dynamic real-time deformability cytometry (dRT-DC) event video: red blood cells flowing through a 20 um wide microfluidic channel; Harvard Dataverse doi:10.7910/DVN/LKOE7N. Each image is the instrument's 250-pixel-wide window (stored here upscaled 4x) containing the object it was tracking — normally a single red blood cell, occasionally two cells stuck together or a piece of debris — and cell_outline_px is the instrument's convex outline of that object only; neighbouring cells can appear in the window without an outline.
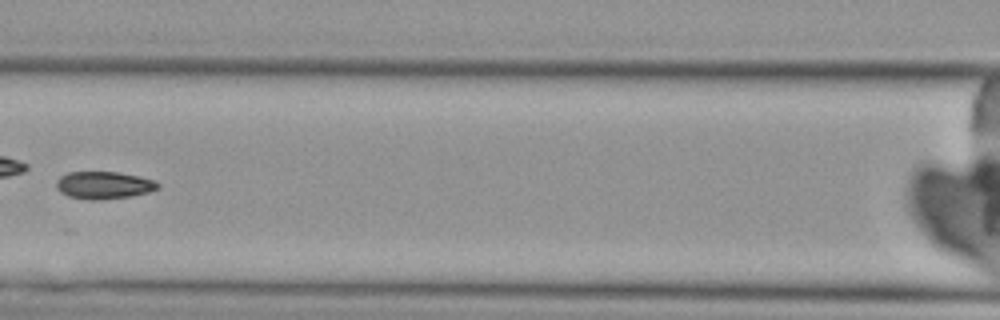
{"species": "Egyptian fruit bat (a non-hibernating species)", "species_latin": "Rousettus aegyptiacus", "temperature_condition": "cold", "stored_images_in_passage": 8, "camera_frame_rate_fps": 3000, "um_per_image_px": 0.085, "animal": {"sex": "female"}, "frame": {"image": 1, "passage_image": 8, "time_ms": 8.333, "image_size_px": [1000, 320], "cell_outline_px": [[160, 188], [148, 192], [132, 196], [100, 200], [88, 200], [68, 196], [60, 192], [56, 188], [56, 180], [60, 176], [68, 172], [120, 172], [140, 176], [156, 180], [160, 184]], "centroid_in_image_um": [8.84, 15.74], "position_along_channel_um": 157.8, "area_um2": 16.53}}